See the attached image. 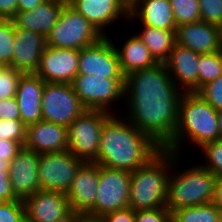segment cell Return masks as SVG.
I'll list each match as a JSON object with an SVG mask.
<instances>
[{
  "instance_id": "obj_29",
  "label": "cell",
  "mask_w": 222,
  "mask_h": 222,
  "mask_svg": "<svg viewBox=\"0 0 222 222\" xmlns=\"http://www.w3.org/2000/svg\"><path fill=\"white\" fill-rule=\"evenodd\" d=\"M198 65L199 89L222 75V63L219 51L200 55Z\"/></svg>"
},
{
  "instance_id": "obj_43",
  "label": "cell",
  "mask_w": 222,
  "mask_h": 222,
  "mask_svg": "<svg viewBox=\"0 0 222 222\" xmlns=\"http://www.w3.org/2000/svg\"><path fill=\"white\" fill-rule=\"evenodd\" d=\"M46 0H18V12L33 10Z\"/></svg>"
},
{
  "instance_id": "obj_18",
  "label": "cell",
  "mask_w": 222,
  "mask_h": 222,
  "mask_svg": "<svg viewBox=\"0 0 222 222\" xmlns=\"http://www.w3.org/2000/svg\"><path fill=\"white\" fill-rule=\"evenodd\" d=\"M176 44L198 54L218 52L222 47L221 27L203 21L178 25Z\"/></svg>"
},
{
  "instance_id": "obj_14",
  "label": "cell",
  "mask_w": 222,
  "mask_h": 222,
  "mask_svg": "<svg viewBox=\"0 0 222 222\" xmlns=\"http://www.w3.org/2000/svg\"><path fill=\"white\" fill-rule=\"evenodd\" d=\"M80 50L46 46L36 75L45 82L72 84L78 74Z\"/></svg>"
},
{
  "instance_id": "obj_21",
  "label": "cell",
  "mask_w": 222,
  "mask_h": 222,
  "mask_svg": "<svg viewBox=\"0 0 222 222\" xmlns=\"http://www.w3.org/2000/svg\"><path fill=\"white\" fill-rule=\"evenodd\" d=\"M45 47L46 38L43 35L27 29L15 28L11 67L23 74L35 73Z\"/></svg>"
},
{
  "instance_id": "obj_34",
  "label": "cell",
  "mask_w": 222,
  "mask_h": 222,
  "mask_svg": "<svg viewBox=\"0 0 222 222\" xmlns=\"http://www.w3.org/2000/svg\"><path fill=\"white\" fill-rule=\"evenodd\" d=\"M200 21L222 26V0H198Z\"/></svg>"
},
{
  "instance_id": "obj_6",
  "label": "cell",
  "mask_w": 222,
  "mask_h": 222,
  "mask_svg": "<svg viewBox=\"0 0 222 222\" xmlns=\"http://www.w3.org/2000/svg\"><path fill=\"white\" fill-rule=\"evenodd\" d=\"M72 86L81 104L87 110L121 114L124 109V79H107L104 76L77 74Z\"/></svg>"
},
{
  "instance_id": "obj_33",
  "label": "cell",
  "mask_w": 222,
  "mask_h": 222,
  "mask_svg": "<svg viewBox=\"0 0 222 222\" xmlns=\"http://www.w3.org/2000/svg\"><path fill=\"white\" fill-rule=\"evenodd\" d=\"M18 142L22 147L26 141V125L20 120H0V140Z\"/></svg>"
},
{
  "instance_id": "obj_41",
  "label": "cell",
  "mask_w": 222,
  "mask_h": 222,
  "mask_svg": "<svg viewBox=\"0 0 222 222\" xmlns=\"http://www.w3.org/2000/svg\"><path fill=\"white\" fill-rule=\"evenodd\" d=\"M21 148L22 146L16 141L0 140V161L12 160Z\"/></svg>"
},
{
  "instance_id": "obj_9",
  "label": "cell",
  "mask_w": 222,
  "mask_h": 222,
  "mask_svg": "<svg viewBox=\"0 0 222 222\" xmlns=\"http://www.w3.org/2000/svg\"><path fill=\"white\" fill-rule=\"evenodd\" d=\"M131 172L99 165L95 206L85 215L100 219L105 214L129 207Z\"/></svg>"
},
{
  "instance_id": "obj_15",
  "label": "cell",
  "mask_w": 222,
  "mask_h": 222,
  "mask_svg": "<svg viewBox=\"0 0 222 222\" xmlns=\"http://www.w3.org/2000/svg\"><path fill=\"white\" fill-rule=\"evenodd\" d=\"M26 222H56L71 212L64 192L39 190L24 198Z\"/></svg>"
},
{
  "instance_id": "obj_24",
  "label": "cell",
  "mask_w": 222,
  "mask_h": 222,
  "mask_svg": "<svg viewBox=\"0 0 222 222\" xmlns=\"http://www.w3.org/2000/svg\"><path fill=\"white\" fill-rule=\"evenodd\" d=\"M128 23H140L158 29L176 30L169 0H134L129 5Z\"/></svg>"
},
{
  "instance_id": "obj_19",
  "label": "cell",
  "mask_w": 222,
  "mask_h": 222,
  "mask_svg": "<svg viewBox=\"0 0 222 222\" xmlns=\"http://www.w3.org/2000/svg\"><path fill=\"white\" fill-rule=\"evenodd\" d=\"M99 183V165L84 163L65 193L71 211L86 215L96 204Z\"/></svg>"
},
{
  "instance_id": "obj_3",
  "label": "cell",
  "mask_w": 222,
  "mask_h": 222,
  "mask_svg": "<svg viewBox=\"0 0 222 222\" xmlns=\"http://www.w3.org/2000/svg\"><path fill=\"white\" fill-rule=\"evenodd\" d=\"M216 140H220L217 110L197 92H183L178 104L174 135L162 149L185 157L188 145L196 151L204 144Z\"/></svg>"
},
{
  "instance_id": "obj_31",
  "label": "cell",
  "mask_w": 222,
  "mask_h": 222,
  "mask_svg": "<svg viewBox=\"0 0 222 222\" xmlns=\"http://www.w3.org/2000/svg\"><path fill=\"white\" fill-rule=\"evenodd\" d=\"M15 43L13 20L0 19V65L11 67Z\"/></svg>"
},
{
  "instance_id": "obj_25",
  "label": "cell",
  "mask_w": 222,
  "mask_h": 222,
  "mask_svg": "<svg viewBox=\"0 0 222 222\" xmlns=\"http://www.w3.org/2000/svg\"><path fill=\"white\" fill-rule=\"evenodd\" d=\"M65 4L61 0H46L33 10L17 12L13 19L15 28L27 29L46 37L58 21Z\"/></svg>"
},
{
  "instance_id": "obj_26",
  "label": "cell",
  "mask_w": 222,
  "mask_h": 222,
  "mask_svg": "<svg viewBox=\"0 0 222 222\" xmlns=\"http://www.w3.org/2000/svg\"><path fill=\"white\" fill-rule=\"evenodd\" d=\"M138 25H140V27ZM127 27L137 28V30H134L136 31L135 33L149 49L158 63H165L167 61L170 52L176 43V30L158 29L151 26L141 25L140 23H128Z\"/></svg>"
},
{
  "instance_id": "obj_48",
  "label": "cell",
  "mask_w": 222,
  "mask_h": 222,
  "mask_svg": "<svg viewBox=\"0 0 222 222\" xmlns=\"http://www.w3.org/2000/svg\"><path fill=\"white\" fill-rule=\"evenodd\" d=\"M219 53H220V60H221V63H222V47L220 48Z\"/></svg>"
},
{
  "instance_id": "obj_5",
  "label": "cell",
  "mask_w": 222,
  "mask_h": 222,
  "mask_svg": "<svg viewBox=\"0 0 222 222\" xmlns=\"http://www.w3.org/2000/svg\"><path fill=\"white\" fill-rule=\"evenodd\" d=\"M173 152L162 149L147 164L131 172L129 208L134 211L166 207Z\"/></svg>"
},
{
  "instance_id": "obj_47",
  "label": "cell",
  "mask_w": 222,
  "mask_h": 222,
  "mask_svg": "<svg viewBox=\"0 0 222 222\" xmlns=\"http://www.w3.org/2000/svg\"><path fill=\"white\" fill-rule=\"evenodd\" d=\"M82 222H102L101 219H92L89 217H85Z\"/></svg>"
},
{
  "instance_id": "obj_42",
  "label": "cell",
  "mask_w": 222,
  "mask_h": 222,
  "mask_svg": "<svg viewBox=\"0 0 222 222\" xmlns=\"http://www.w3.org/2000/svg\"><path fill=\"white\" fill-rule=\"evenodd\" d=\"M18 12V0H0V19L13 20Z\"/></svg>"
},
{
  "instance_id": "obj_1",
  "label": "cell",
  "mask_w": 222,
  "mask_h": 222,
  "mask_svg": "<svg viewBox=\"0 0 222 222\" xmlns=\"http://www.w3.org/2000/svg\"><path fill=\"white\" fill-rule=\"evenodd\" d=\"M124 86L121 114L163 148L174 135L183 92L164 63L128 74Z\"/></svg>"
},
{
  "instance_id": "obj_35",
  "label": "cell",
  "mask_w": 222,
  "mask_h": 222,
  "mask_svg": "<svg viewBox=\"0 0 222 222\" xmlns=\"http://www.w3.org/2000/svg\"><path fill=\"white\" fill-rule=\"evenodd\" d=\"M197 93L215 110L222 109V75L207 83Z\"/></svg>"
},
{
  "instance_id": "obj_20",
  "label": "cell",
  "mask_w": 222,
  "mask_h": 222,
  "mask_svg": "<svg viewBox=\"0 0 222 222\" xmlns=\"http://www.w3.org/2000/svg\"><path fill=\"white\" fill-rule=\"evenodd\" d=\"M200 55L175 43L169 58L164 63L171 79L182 92H197L199 90L198 64Z\"/></svg>"
},
{
  "instance_id": "obj_44",
  "label": "cell",
  "mask_w": 222,
  "mask_h": 222,
  "mask_svg": "<svg viewBox=\"0 0 222 222\" xmlns=\"http://www.w3.org/2000/svg\"><path fill=\"white\" fill-rule=\"evenodd\" d=\"M213 203L222 211V176L216 178Z\"/></svg>"
},
{
  "instance_id": "obj_36",
  "label": "cell",
  "mask_w": 222,
  "mask_h": 222,
  "mask_svg": "<svg viewBox=\"0 0 222 222\" xmlns=\"http://www.w3.org/2000/svg\"><path fill=\"white\" fill-rule=\"evenodd\" d=\"M0 222H26L23 201L0 202Z\"/></svg>"
},
{
  "instance_id": "obj_27",
  "label": "cell",
  "mask_w": 222,
  "mask_h": 222,
  "mask_svg": "<svg viewBox=\"0 0 222 222\" xmlns=\"http://www.w3.org/2000/svg\"><path fill=\"white\" fill-rule=\"evenodd\" d=\"M222 211L214 204L183 207L171 213V222H218Z\"/></svg>"
},
{
  "instance_id": "obj_39",
  "label": "cell",
  "mask_w": 222,
  "mask_h": 222,
  "mask_svg": "<svg viewBox=\"0 0 222 222\" xmlns=\"http://www.w3.org/2000/svg\"><path fill=\"white\" fill-rule=\"evenodd\" d=\"M20 119L19 107L15 97L0 101V120Z\"/></svg>"
},
{
  "instance_id": "obj_4",
  "label": "cell",
  "mask_w": 222,
  "mask_h": 222,
  "mask_svg": "<svg viewBox=\"0 0 222 222\" xmlns=\"http://www.w3.org/2000/svg\"><path fill=\"white\" fill-rule=\"evenodd\" d=\"M186 159L187 156L173 153L166 197V207L171 213L183 207L213 203L214 200L217 177L198 162L190 160L187 163Z\"/></svg>"
},
{
  "instance_id": "obj_45",
  "label": "cell",
  "mask_w": 222,
  "mask_h": 222,
  "mask_svg": "<svg viewBox=\"0 0 222 222\" xmlns=\"http://www.w3.org/2000/svg\"><path fill=\"white\" fill-rule=\"evenodd\" d=\"M85 217L86 216L81 213L71 211L67 216L56 222H82Z\"/></svg>"
},
{
  "instance_id": "obj_38",
  "label": "cell",
  "mask_w": 222,
  "mask_h": 222,
  "mask_svg": "<svg viewBox=\"0 0 222 222\" xmlns=\"http://www.w3.org/2000/svg\"><path fill=\"white\" fill-rule=\"evenodd\" d=\"M135 222H171V212L167 207L148 210H137Z\"/></svg>"
},
{
  "instance_id": "obj_10",
  "label": "cell",
  "mask_w": 222,
  "mask_h": 222,
  "mask_svg": "<svg viewBox=\"0 0 222 222\" xmlns=\"http://www.w3.org/2000/svg\"><path fill=\"white\" fill-rule=\"evenodd\" d=\"M41 101L43 121L65 127L86 110L68 83L45 82Z\"/></svg>"
},
{
  "instance_id": "obj_37",
  "label": "cell",
  "mask_w": 222,
  "mask_h": 222,
  "mask_svg": "<svg viewBox=\"0 0 222 222\" xmlns=\"http://www.w3.org/2000/svg\"><path fill=\"white\" fill-rule=\"evenodd\" d=\"M10 164L11 160L0 161V202L18 200L11 187L9 177Z\"/></svg>"
},
{
  "instance_id": "obj_32",
  "label": "cell",
  "mask_w": 222,
  "mask_h": 222,
  "mask_svg": "<svg viewBox=\"0 0 222 222\" xmlns=\"http://www.w3.org/2000/svg\"><path fill=\"white\" fill-rule=\"evenodd\" d=\"M22 74L12 67L0 65V101L15 97L18 81Z\"/></svg>"
},
{
  "instance_id": "obj_12",
  "label": "cell",
  "mask_w": 222,
  "mask_h": 222,
  "mask_svg": "<svg viewBox=\"0 0 222 222\" xmlns=\"http://www.w3.org/2000/svg\"><path fill=\"white\" fill-rule=\"evenodd\" d=\"M68 4L103 36H109L111 29H117V23L119 28L120 22L125 28L128 25L129 5L125 0H69Z\"/></svg>"
},
{
  "instance_id": "obj_8",
  "label": "cell",
  "mask_w": 222,
  "mask_h": 222,
  "mask_svg": "<svg viewBox=\"0 0 222 222\" xmlns=\"http://www.w3.org/2000/svg\"><path fill=\"white\" fill-rule=\"evenodd\" d=\"M109 112L85 110L68 127V151L84 163H95L102 127Z\"/></svg>"
},
{
  "instance_id": "obj_30",
  "label": "cell",
  "mask_w": 222,
  "mask_h": 222,
  "mask_svg": "<svg viewBox=\"0 0 222 222\" xmlns=\"http://www.w3.org/2000/svg\"><path fill=\"white\" fill-rule=\"evenodd\" d=\"M173 18L178 25L200 21V9L198 0H169Z\"/></svg>"
},
{
  "instance_id": "obj_46",
  "label": "cell",
  "mask_w": 222,
  "mask_h": 222,
  "mask_svg": "<svg viewBox=\"0 0 222 222\" xmlns=\"http://www.w3.org/2000/svg\"><path fill=\"white\" fill-rule=\"evenodd\" d=\"M217 117H218V133L220 139H222V109L217 111Z\"/></svg>"
},
{
  "instance_id": "obj_17",
  "label": "cell",
  "mask_w": 222,
  "mask_h": 222,
  "mask_svg": "<svg viewBox=\"0 0 222 222\" xmlns=\"http://www.w3.org/2000/svg\"><path fill=\"white\" fill-rule=\"evenodd\" d=\"M124 32L122 35L119 34L121 37L116 36L117 39L113 38L115 37L113 31L109 34L117 50L120 70L124 77L132 72L158 64L149 49L133 30L131 32L126 30Z\"/></svg>"
},
{
  "instance_id": "obj_22",
  "label": "cell",
  "mask_w": 222,
  "mask_h": 222,
  "mask_svg": "<svg viewBox=\"0 0 222 222\" xmlns=\"http://www.w3.org/2000/svg\"><path fill=\"white\" fill-rule=\"evenodd\" d=\"M24 147L39 154L68 150V129L43 120L29 124Z\"/></svg>"
},
{
  "instance_id": "obj_7",
  "label": "cell",
  "mask_w": 222,
  "mask_h": 222,
  "mask_svg": "<svg viewBox=\"0 0 222 222\" xmlns=\"http://www.w3.org/2000/svg\"><path fill=\"white\" fill-rule=\"evenodd\" d=\"M102 37L86 18L66 3L45 38L48 47L81 50L97 43Z\"/></svg>"
},
{
  "instance_id": "obj_16",
  "label": "cell",
  "mask_w": 222,
  "mask_h": 222,
  "mask_svg": "<svg viewBox=\"0 0 222 222\" xmlns=\"http://www.w3.org/2000/svg\"><path fill=\"white\" fill-rule=\"evenodd\" d=\"M38 169L39 153L23 146L9 167L11 187L18 199L23 200L40 190Z\"/></svg>"
},
{
  "instance_id": "obj_11",
  "label": "cell",
  "mask_w": 222,
  "mask_h": 222,
  "mask_svg": "<svg viewBox=\"0 0 222 222\" xmlns=\"http://www.w3.org/2000/svg\"><path fill=\"white\" fill-rule=\"evenodd\" d=\"M83 161L68 150L39 154L38 178L40 190L66 193Z\"/></svg>"
},
{
  "instance_id": "obj_23",
  "label": "cell",
  "mask_w": 222,
  "mask_h": 222,
  "mask_svg": "<svg viewBox=\"0 0 222 222\" xmlns=\"http://www.w3.org/2000/svg\"><path fill=\"white\" fill-rule=\"evenodd\" d=\"M44 84L45 81L35 73L22 74L19 78L15 98L20 120L26 126L43 120L41 100Z\"/></svg>"
},
{
  "instance_id": "obj_28",
  "label": "cell",
  "mask_w": 222,
  "mask_h": 222,
  "mask_svg": "<svg viewBox=\"0 0 222 222\" xmlns=\"http://www.w3.org/2000/svg\"><path fill=\"white\" fill-rule=\"evenodd\" d=\"M197 152L201 160L196 162L216 177L222 176V139L204 144Z\"/></svg>"
},
{
  "instance_id": "obj_13",
  "label": "cell",
  "mask_w": 222,
  "mask_h": 222,
  "mask_svg": "<svg viewBox=\"0 0 222 222\" xmlns=\"http://www.w3.org/2000/svg\"><path fill=\"white\" fill-rule=\"evenodd\" d=\"M78 74L124 79L119 66L117 50L109 36L80 50Z\"/></svg>"
},
{
  "instance_id": "obj_2",
  "label": "cell",
  "mask_w": 222,
  "mask_h": 222,
  "mask_svg": "<svg viewBox=\"0 0 222 222\" xmlns=\"http://www.w3.org/2000/svg\"><path fill=\"white\" fill-rule=\"evenodd\" d=\"M161 150L162 147L122 114H112L102 127L95 164L133 172Z\"/></svg>"
},
{
  "instance_id": "obj_49",
  "label": "cell",
  "mask_w": 222,
  "mask_h": 222,
  "mask_svg": "<svg viewBox=\"0 0 222 222\" xmlns=\"http://www.w3.org/2000/svg\"><path fill=\"white\" fill-rule=\"evenodd\" d=\"M130 5L134 0H125Z\"/></svg>"
},
{
  "instance_id": "obj_40",
  "label": "cell",
  "mask_w": 222,
  "mask_h": 222,
  "mask_svg": "<svg viewBox=\"0 0 222 222\" xmlns=\"http://www.w3.org/2000/svg\"><path fill=\"white\" fill-rule=\"evenodd\" d=\"M135 211L129 207L112 211L105 214L100 219L102 222H135Z\"/></svg>"
}]
</instances>
